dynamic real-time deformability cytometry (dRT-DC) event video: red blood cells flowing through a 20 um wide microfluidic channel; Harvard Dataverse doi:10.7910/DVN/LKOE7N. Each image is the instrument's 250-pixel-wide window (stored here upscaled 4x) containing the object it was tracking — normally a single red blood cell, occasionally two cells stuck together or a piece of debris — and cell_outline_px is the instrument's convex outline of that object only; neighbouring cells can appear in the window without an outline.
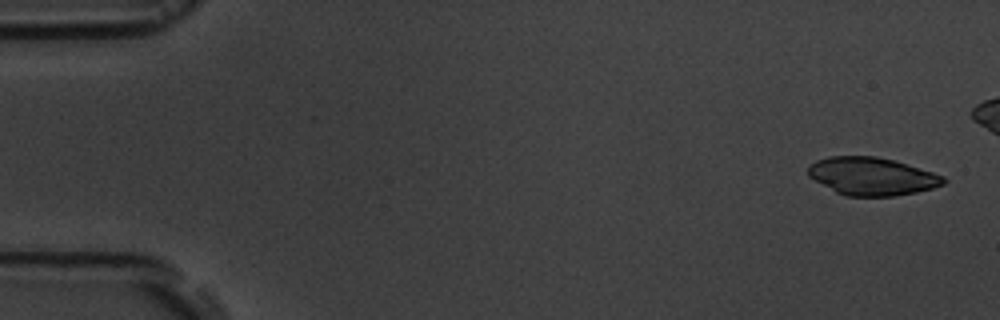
{"species": "common noctule bat (a hibernating species)", "species_latin": "Nyctalus noctula", "temperature_condition": "room temperature", "stored_images_in_passage": 5, "camera_frame_rate_fps": 3000, "um_per_image_px": 0.085, "animal": {"sex": "male", "body_mass_g": 19.5, "forearm_length_mm": 54.6}, "frame": {"image": 1, "passage_image": 1, "time_ms": 0.0, "image_size_px": [1000, 320], "cell_outline_px": [[948, 180], [944, 184], [932, 188], [916, 192], [896, 196], [848, 196], [836, 192], [808, 176], [808, 164], [816, 160], [828, 156], [876, 156], [892, 160], [932, 172], [944, 176]], "centroid_in_image_um": [74.09, 14.98], "position_along_channel_um": 10.9, "area_um2": 29.77}}